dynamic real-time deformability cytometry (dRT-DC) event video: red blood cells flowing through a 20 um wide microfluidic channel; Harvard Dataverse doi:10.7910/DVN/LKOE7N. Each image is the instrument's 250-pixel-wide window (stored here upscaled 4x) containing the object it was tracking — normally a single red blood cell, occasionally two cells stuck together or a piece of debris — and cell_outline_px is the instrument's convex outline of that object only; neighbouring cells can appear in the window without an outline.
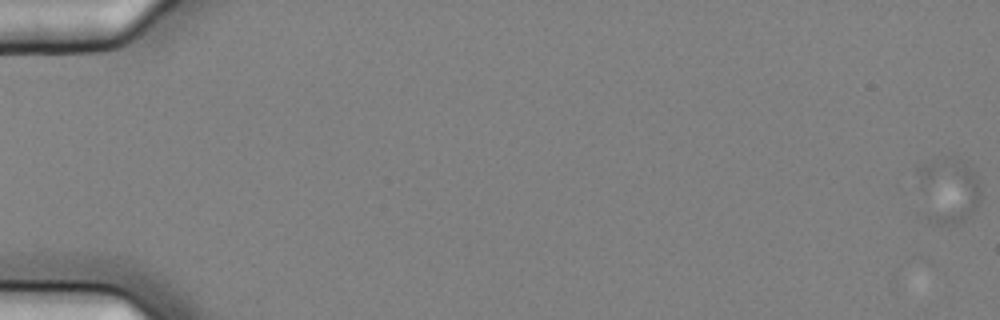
{"species": "common noctule bat (a hibernating species)", "species_latin": "Nyctalus noctula", "temperature_condition": "cold", "stored_images_in_passage": 11, "camera_frame_rate_fps": 3000, "um_per_image_px": 0.085, "animal": {"sex": "female", "body_mass_g": 25.1}, "frame": {"image": 1, "passage_image": 1, "time_ms": 0.0, "image_size_px": [1000, 320], "cell_outline_px": [[976, 204], [964, 220], [960, 224], [936, 224], [928, 220], [924, 216], [952, 164], [964, 164], [976, 176]], "centroid_in_image_um": [81.08, 16.75], "position_along_channel_um": 3.9, "area_um2": 15.37}}
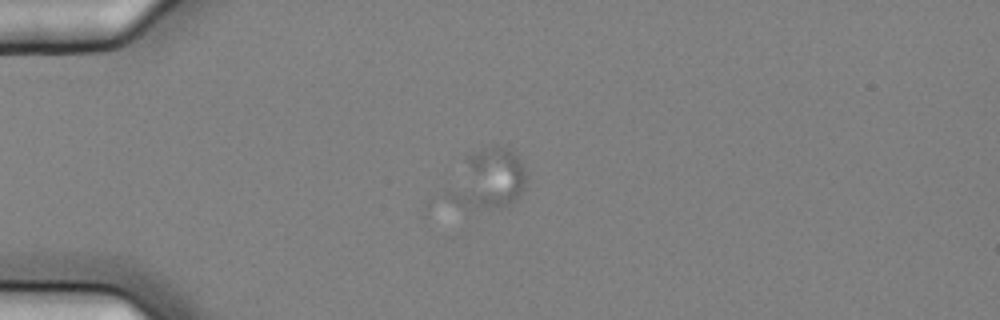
{"frame": {"image": 2, "passage_image": 5, "time_ms": 1.333, "image_size_px": [1000, 320], "cell_outline_px": [[524, 188], [508, 204], [468, 208], [444, 196], [468, 156], [484, 148], [496, 144], [500, 144], [516, 152], [524, 168]], "centroid_in_image_um": [41.5, 15.16], "position_along_channel_um": 43.5, "area_um2": 25.95}}